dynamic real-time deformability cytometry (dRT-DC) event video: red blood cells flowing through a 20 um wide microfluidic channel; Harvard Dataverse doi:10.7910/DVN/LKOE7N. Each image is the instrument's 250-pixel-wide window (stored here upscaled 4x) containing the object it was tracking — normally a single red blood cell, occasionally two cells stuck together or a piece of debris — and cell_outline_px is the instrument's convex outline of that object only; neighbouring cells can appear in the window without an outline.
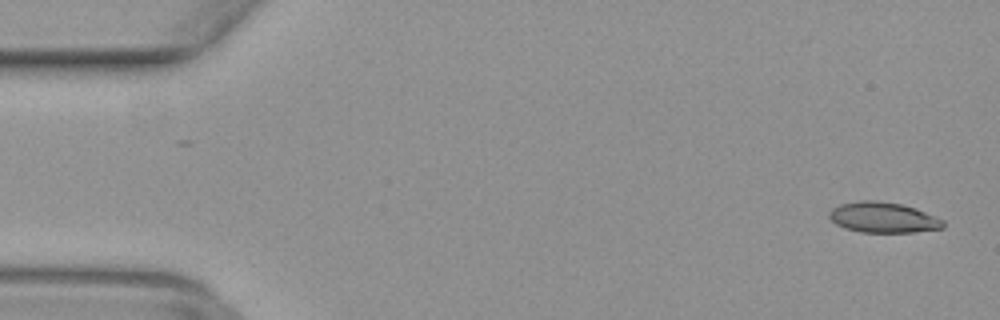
{"species": "common noctule bat (a hibernating species)", "species_latin": "Nyctalus noctula", "temperature_condition": "warm", "stored_images_in_passage": 49, "camera_frame_rate_fps": 3000, "um_per_image_px": 0.085, "animal": {"sex": "female", "body_mass_g": 29.2, "forearm_length_mm": 56.3}, "frame": {"image": 1, "passage_image": 2, "time_ms": 0.333, "image_size_px": [1000, 320], "cell_outline_px": [[944, 228], [912, 232], [860, 232], [844, 228], [836, 224], [828, 216], [828, 212], [832, 208], [840, 204], [860, 200], [876, 200], [900, 204], [916, 208], [936, 216], [944, 220]], "centroid_in_image_um": [75.06, 18.48], "position_along_channel_um": 9.9, "area_um2": 20.35}}
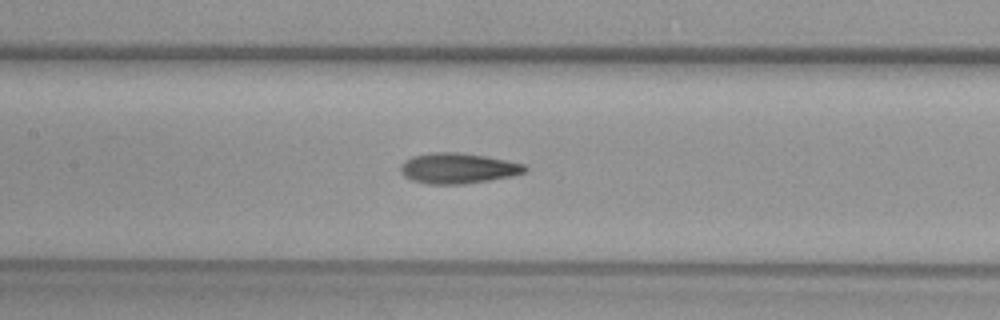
{"frame": {"image": 2, "passage_image": 23, "time_ms": 7.333, "image_size_px": [1000, 320], "cell_outline_px": [[528, 172], [512, 176], [464, 184], [428, 184], [412, 180], [404, 176], [400, 172], [400, 164], [404, 160], [412, 156], [432, 152], [460, 152], [484, 156], [524, 164], [528, 168]], "centroid_in_image_um": [38.9, 14.3], "position_along_channel_um": 168.5, "area_um2": 22.2}}
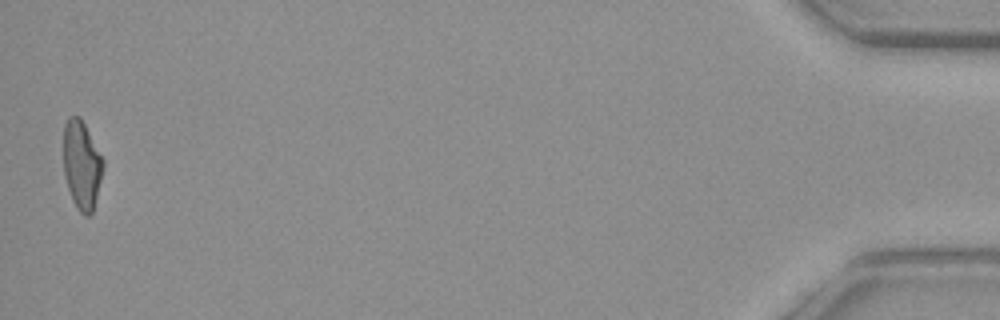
{"frame": {"image": 3, "passage_image": 49, "time_ms": 16.0, "image_size_px": [1000, 320], "cell_outline_px": [[104, 168], [92, 212], [88, 216], [84, 216], [76, 208], [72, 200], [64, 176], [64, 124], [68, 116], [80, 116], [104, 160]], "centroid_in_image_um": [6.94, 14.02], "position_along_channel_um": 428.3, "area_um2": 20.46}}